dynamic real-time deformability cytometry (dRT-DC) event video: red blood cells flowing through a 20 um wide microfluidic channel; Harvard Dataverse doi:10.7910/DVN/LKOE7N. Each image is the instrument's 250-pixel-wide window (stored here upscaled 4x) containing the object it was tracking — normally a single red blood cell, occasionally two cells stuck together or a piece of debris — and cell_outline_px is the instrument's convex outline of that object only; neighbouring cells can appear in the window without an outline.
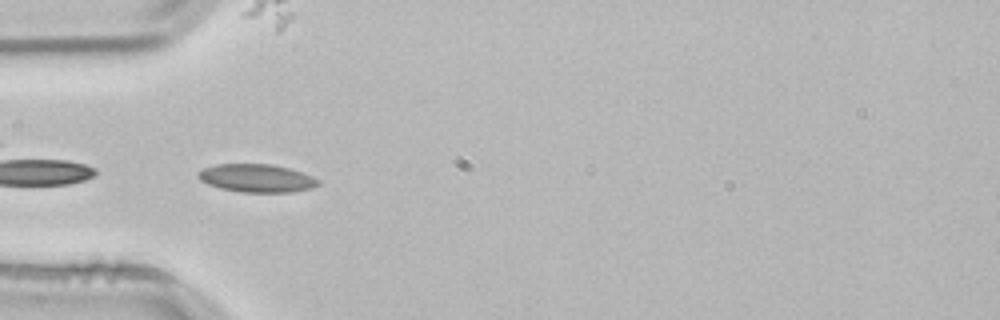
{"species": "common noctule bat (a hibernating species)", "species_latin": "Nyctalus noctula", "temperature_condition": "room temperature", "stored_images_in_passage": 5, "camera_frame_rate_fps": 3000, "um_per_image_px": 0.085, "animal": {"sex": "male", "body_mass_g": 21.5, "forearm_length_mm": 52.0}, "frame": {"image": 1, "passage_image": 4, "time_ms": 1.0, "image_size_px": [1000, 320], "cell_outline_px": [[320, 184], [312, 188], [292, 192], [240, 192], [220, 188], [208, 184], [200, 180], [196, 176], [196, 172], [204, 168], [216, 164], [272, 164], [288, 168], [312, 176], [320, 180]], "centroid_in_image_um": [21.8, 15.14], "position_along_channel_um": 63.2, "area_um2": 19.71}}